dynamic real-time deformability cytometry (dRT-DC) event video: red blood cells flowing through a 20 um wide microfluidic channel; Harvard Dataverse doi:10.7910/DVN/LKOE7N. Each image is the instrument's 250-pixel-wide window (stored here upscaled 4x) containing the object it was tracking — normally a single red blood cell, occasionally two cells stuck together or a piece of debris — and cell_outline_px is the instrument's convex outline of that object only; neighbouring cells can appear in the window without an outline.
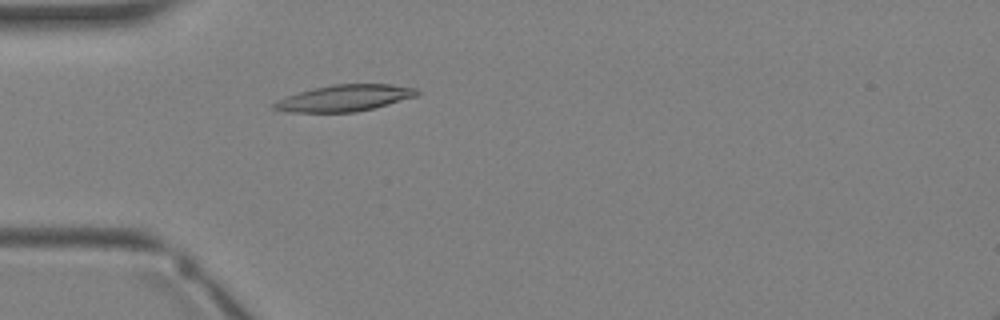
{"species": "Egyptian fruit bat (a non-hibernating species)", "species_latin": "Rousettus aegyptiacus", "temperature_condition": "warm", "stored_images_in_passage": 5, "camera_frame_rate_fps": 3000, "um_per_image_px": 0.085, "animal": {"sex": "female"}, "frame": {"image": 1, "passage_image": 5, "time_ms": 4.667, "image_size_px": [1000, 320], "cell_outline_px": [[420, 92], [416, 96], [372, 108], [356, 112], [288, 112], [272, 108], [272, 104], [276, 100], [284, 96], [312, 88], [332, 84], [392, 84], [416, 88]], "centroid_in_image_um": [29.23, 8.32], "position_along_channel_um": 55.8, "area_um2": 22.02}}